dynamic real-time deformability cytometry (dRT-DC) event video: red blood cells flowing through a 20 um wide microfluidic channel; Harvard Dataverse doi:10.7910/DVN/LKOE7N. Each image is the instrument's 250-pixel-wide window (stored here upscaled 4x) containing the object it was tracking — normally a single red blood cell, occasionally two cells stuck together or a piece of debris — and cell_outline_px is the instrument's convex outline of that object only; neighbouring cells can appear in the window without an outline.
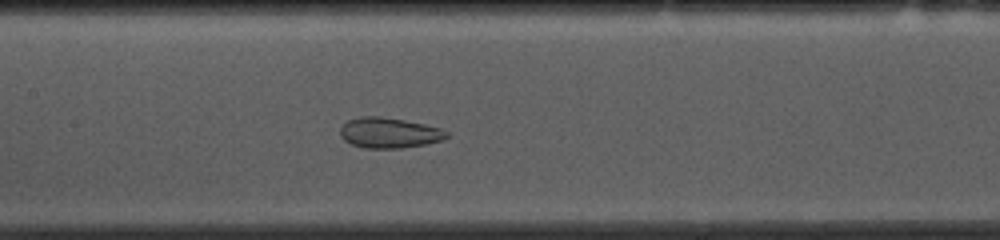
{"species": "common noctule bat (a hibernating species)", "species_latin": "Nyctalus noctula", "temperature_condition": "cold", "stored_images_in_passage": 53, "camera_frame_rate_fps": 3000, "um_per_image_px": 0.085, "animal": {"sex": "female", "body_mass_g": 10.0, "forearm_length_mm": 53.1}, "frame": {"image": 1, "passage_image": 24, "time_ms": 7.667, "image_size_px": [1000, 240], "cell_outline_px": [[448, 136], [444, 140], [424, 144], [400, 148], [364, 148], [352, 144], [344, 140], [340, 136], [340, 128], [348, 120], [360, 116], [380, 116], [404, 120], [424, 124], [440, 128], [448, 132]], "centroid_in_image_um": [33.07, 11.29], "position_along_channel_um": 174.3, "area_um2": 18.84}}
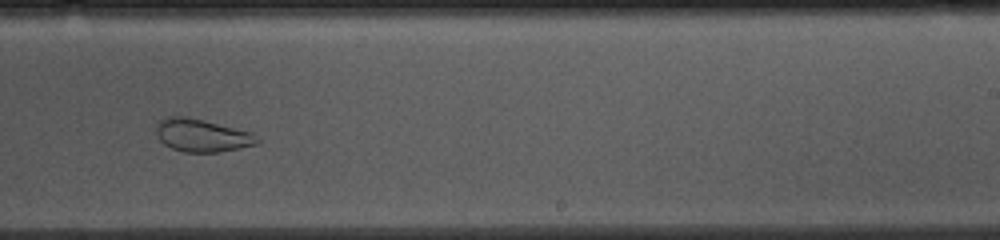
{"frame": {"image": 2, "passage_image": 32, "time_ms": 10.333, "image_size_px": [1000, 240], "cell_outline_px": [[260, 140], [256, 144], [240, 148], [220, 152], [184, 152], [172, 148], [164, 144], [160, 140], [156, 132], [156, 124], [160, 120], [168, 116], [188, 116], [252, 132], [260, 136]], "centroid_in_image_um": [17.18, 11.5], "position_along_channel_um": 271.8, "area_um2": 19.48}}
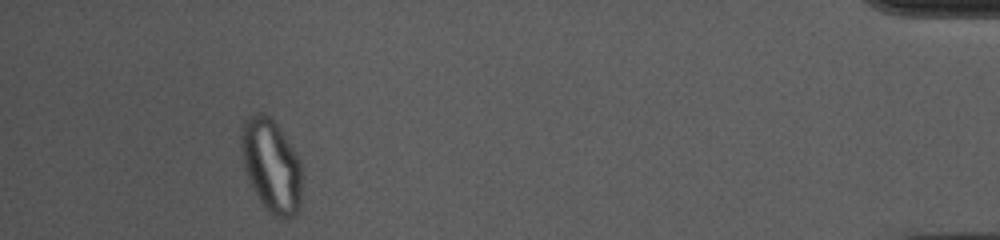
{"frame": {"image": 3, "passage_image": 49, "time_ms": 16.0, "image_size_px": [1000, 240], "cell_outline_px": [[300, 208], [292, 216], [276, 216], [260, 200], [252, 188], [244, 168], [240, 148], [240, 124], [248, 116], [256, 112], [260, 112], [268, 116], [276, 124], [300, 160]], "centroid_in_image_um": [23.0, 14.0], "position_along_channel_um": 412.2, "area_um2": 32.43}}